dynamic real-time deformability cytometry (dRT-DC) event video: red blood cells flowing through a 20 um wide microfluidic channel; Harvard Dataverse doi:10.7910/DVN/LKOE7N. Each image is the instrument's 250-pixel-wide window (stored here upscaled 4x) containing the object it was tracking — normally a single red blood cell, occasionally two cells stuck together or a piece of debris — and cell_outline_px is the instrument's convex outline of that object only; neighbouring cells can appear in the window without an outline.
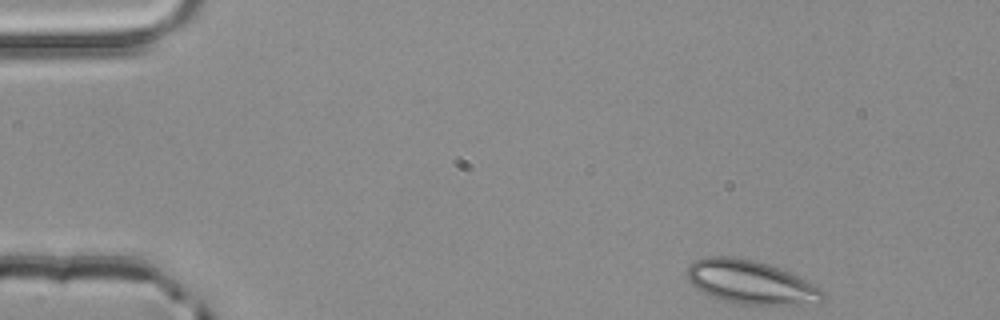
{"species": "common noctule bat (a hibernating species)", "species_latin": "Nyctalus noctula", "temperature_condition": "room temperature", "stored_images_in_passage": 4, "camera_frame_rate_fps": 3000, "um_per_image_px": 0.085, "animal": {"sex": "male", "body_mass_g": 20.4}, "frame": {"image": 1, "passage_image": 1, "time_ms": 0.0, "image_size_px": [1000, 320], "cell_outline_px": [[824, 300], [820, 304], [740, 304], [708, 296], [696, 288], [684, 276], [684, 272], [688, 264], [704, 256], [732, 256], [756, 260], [780, 268], [824, 288]], "centroid_in_image_um": [63.8, 23.98], "position_along_channel_um": 21.2, "area_um2": 35.08}}